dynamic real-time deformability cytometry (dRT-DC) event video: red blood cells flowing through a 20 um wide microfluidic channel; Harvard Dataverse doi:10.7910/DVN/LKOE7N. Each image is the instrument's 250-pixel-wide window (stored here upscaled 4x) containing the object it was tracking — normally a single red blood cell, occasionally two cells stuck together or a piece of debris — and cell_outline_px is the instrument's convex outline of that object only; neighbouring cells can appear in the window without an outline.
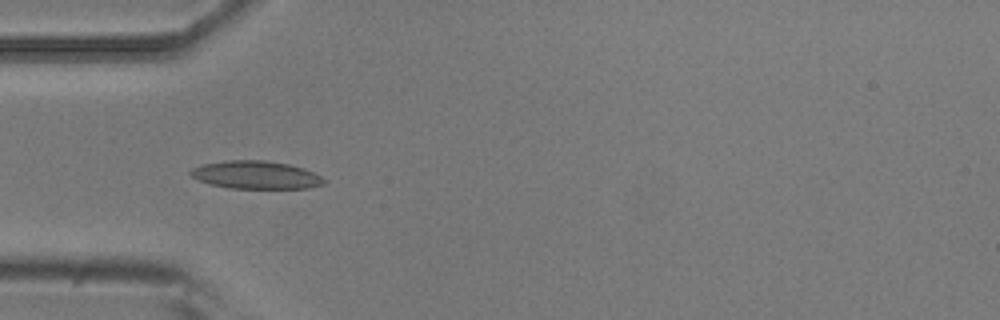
{"species": "common noctule bat (a hibernating species)", "species_latin": "Nyctalus noctula", "temperature_condition": "room temperature", "stored_images_in_passage": 15, "camera_frame_rate_fps": 3000, "um_per_image_px": 0.085, "animal": {"sex": "male", "body_mass_g": 20.5, "forearm_length_mm": 52.5}, "frame": {"image": 1, "passage_image": 5, "time_ms": 5.333, "image_size_px": [1000, 320], "cell_outline_px": [[324, 184], [308, 188], [232, 188], [212, 184], [200, 180], [192, 176], [188, 172], [192, 168], [204, 164], [228, 160], [264, 160], [288, 164], [304, 168], [320, 176], [324, 180]], "centroid_in_image_um": [21.76, 14.86], "position_along_channel_um": 63.2, "area_um2": 21.39}}
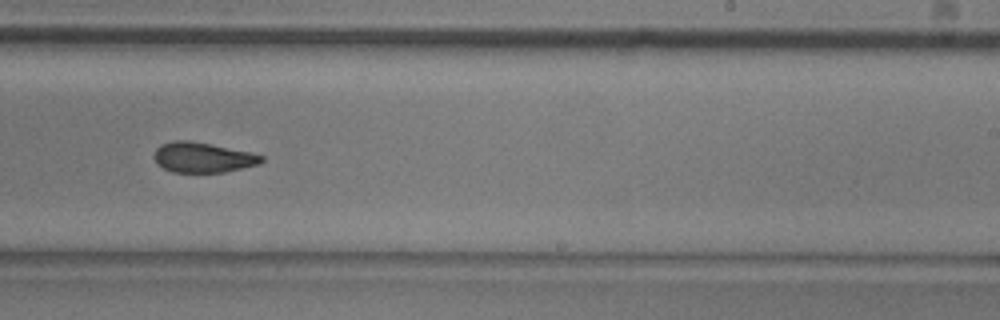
{"frame": {"image": 2, "passage_image": 10, "time_ms": 11.0, "image_size_px": [1000, 320], "cell_outline_px": [[264, 160], [260, 164], [224, 172], [172, 172], [164, 168], [152, 156], [156, 148], [160, 144], [172, 140], [188, 140], [212, 144], [248, 152], [264, 156]], "centroid_in_image_um": [17.22, 13.37], "position_along_channel_um": 271.8, "area_um2": 18.84}}
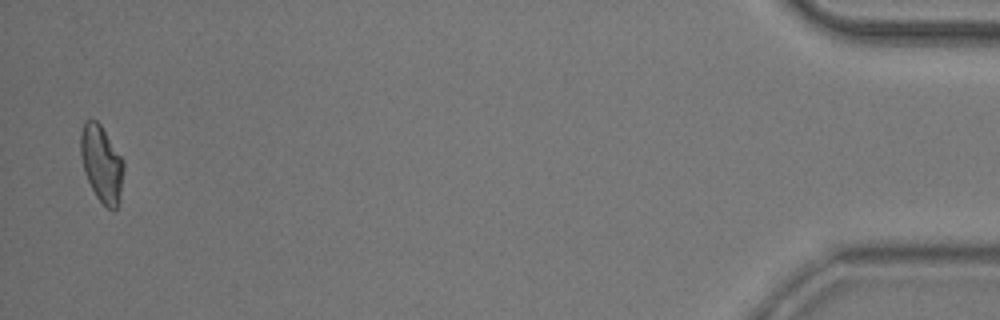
{"frame": {"image": 3, "passage_image": 15, "time_ms": 17.667, "image_size_px": [1000, 320], "cell_outline_px": [[124, 168], [120, 192], [116, 208], [108, 208], [96, 196], [84, 172], [80, 156], [80, 132], [84, 120], [96, 120], [100, 124], [124, 160]], "centroid_in_image_um": [8.61, 13.85], "position_along_channel_um": 426.6, "area_um2": 19.02}, "authors_computed_cell_mechanics": {"area_um2": 19.7676, "velocity_mm_per_s": 3.6748, "shape_relaxation_time_tau1_ms": 6.0568, "shape_relaxation_time_tau2_ms": 2.6648, "deformation_change_tau1": 0.1233, "deformation_change_tau2": 0.0829}}